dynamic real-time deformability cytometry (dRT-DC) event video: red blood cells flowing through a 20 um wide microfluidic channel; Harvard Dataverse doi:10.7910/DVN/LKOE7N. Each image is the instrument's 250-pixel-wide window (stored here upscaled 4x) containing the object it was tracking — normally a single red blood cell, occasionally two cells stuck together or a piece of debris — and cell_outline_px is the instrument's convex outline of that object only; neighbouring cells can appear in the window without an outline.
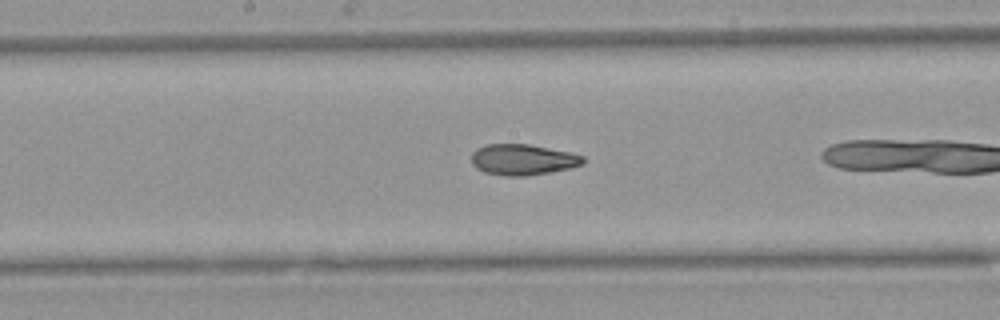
{"species": "Egyptian fruit bat (a non-hibernating species)", "species_latin": "Rousettus aegyptiacus", "temperature_condition": "warm", "stored_images_in_passage": 16, "camera_frame_rate_fps": 3000, "um_per_image_px": 0.085, "animal": {"sex": "female"}, "frame": {"image": 1, "passage_image": 12, "time_ms": 3.667, "image_size_px": [1000, 320], "cell_outline_px": [[584, 160], [580, 164], [564, 168], [544, 172], [488, 172], [480, 168], [472, 160], [472, 156], [480, 148], [492, 144], [524, 144], [564, 152], [580, 156]], "centroid_in_image_um": [44.43, 13.49], "position_along_channel_um": 203.8, "area_um2": 17.46}}